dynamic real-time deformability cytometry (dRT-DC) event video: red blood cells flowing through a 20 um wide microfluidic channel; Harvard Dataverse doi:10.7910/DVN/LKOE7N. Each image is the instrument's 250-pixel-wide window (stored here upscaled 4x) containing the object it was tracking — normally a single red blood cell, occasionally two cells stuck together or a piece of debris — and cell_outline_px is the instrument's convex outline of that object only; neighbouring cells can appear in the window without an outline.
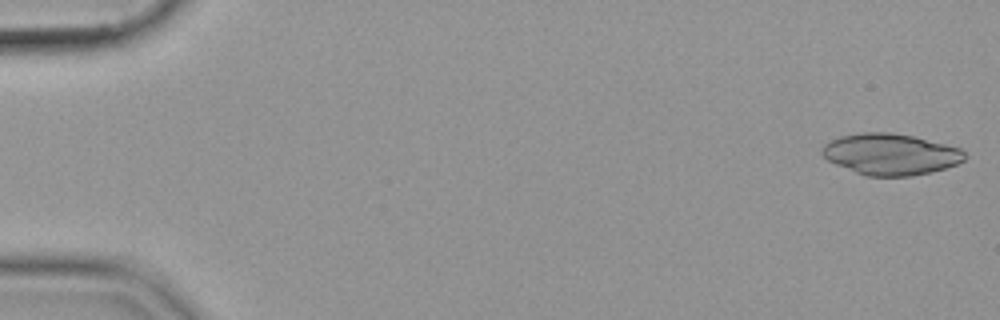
{"species": "common noctule bat (a hibernating species)", "species_latin": "Nyctalus noctula", "temperature_condition": "cold", "stored_images_in_passage": 15, "camera_frame_rate_fps": 3000, "um_per_image_px": 0.085, "animal": {"sex": "female", "body_mass_g": 19.9}, "frame": {"image": 1, "passage_image": 1, "time_ms": 0.0, "image_size_px": [1000, 320], "cell_outline_px": [[968, 156], [964, 160], [956, 164], [932, 172], [912, 176], [868, 176], [856, 172], [836, 164], [828, 160], [820, 152], [824, 144], [840, 136], [860, 132], [892, 132], [912, 136], [960, 148]], "centroid_in_image_um": [75.69, 13.11], "position_along_channel_um": 9.3, "area_um2": 34.16}}